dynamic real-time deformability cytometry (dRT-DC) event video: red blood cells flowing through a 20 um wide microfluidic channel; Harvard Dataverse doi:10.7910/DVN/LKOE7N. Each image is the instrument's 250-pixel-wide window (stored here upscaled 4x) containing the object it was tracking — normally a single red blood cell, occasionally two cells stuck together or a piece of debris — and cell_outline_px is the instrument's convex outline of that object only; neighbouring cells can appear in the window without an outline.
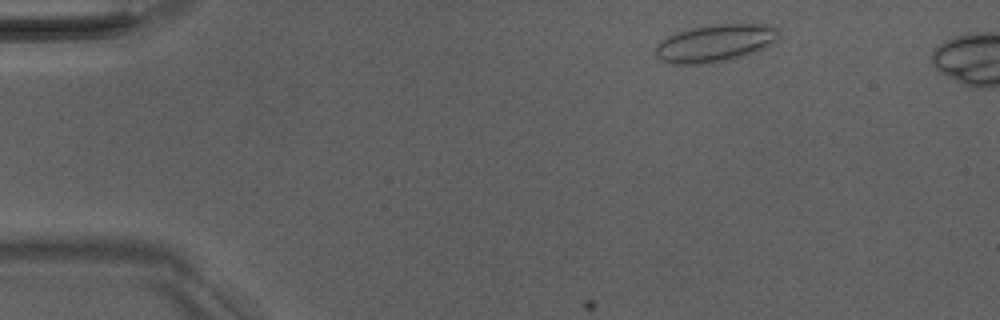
{"species": "Egyptian fruit bat (a non-hibernating species)", "species_latin": "Rousettus aegyptiacus", "temperature_condition": "room temperature", "stored_images_in_passage": 7, "camera_frame_rate_fps": 3000, "um_per_image_px": 0.085, "animal": {"sex": "male"}, "frame": {"image": 1, "passage_image": 1, "time_ms": 0.0, "image_size_px": [1000, 320], "cell_outline_px": [[780, 36], [772, 44], [756, 52], [732, 60], [712, 64], [672, 64], [660, 60], [656, 56], [656, 44], [668, 36], [676, 32], [692, 28], [716, 24], [764, 24], [776, 28], [780, 32]], "centroid_in_image_um": [60.8, 3.69], "position_along_channel_um": 24.2, "area_um2": 27.22}}